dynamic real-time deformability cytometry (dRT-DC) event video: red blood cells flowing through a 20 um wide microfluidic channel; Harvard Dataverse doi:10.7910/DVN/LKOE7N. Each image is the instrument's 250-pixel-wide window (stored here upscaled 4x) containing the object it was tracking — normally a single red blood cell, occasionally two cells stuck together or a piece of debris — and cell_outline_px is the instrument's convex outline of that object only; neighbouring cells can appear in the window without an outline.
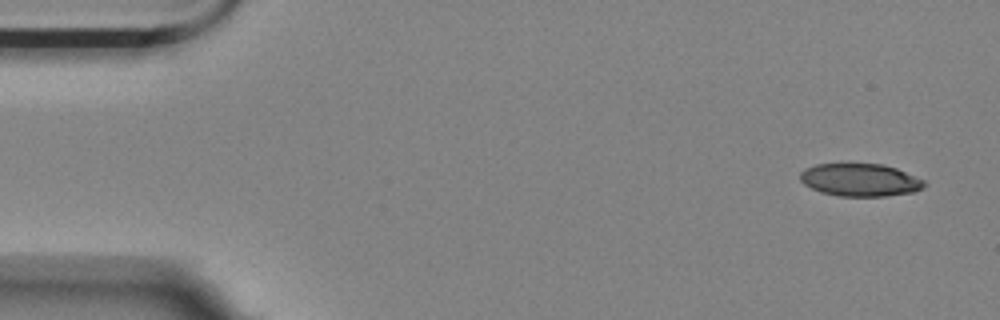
{"species": "Egyptian fruit bat (a non-hibernating species)", "species_latin": "Rousettus aegyptiacus", "temperature_condition": "room temperature", "stored_images_in_passage": 5, "camera_frame_rate_fps": 3000, "um_per_image_px": 0.085, "animal": {"sex": "female"}, "frame": {"image": 1, "passage_image": 1, "time_ms": 0.0, "image_size_px": [1000, 320], "cell_outline_px": [[928, 184], [912, 192], [884, 196], [836, 196], [820, 192], [804, 184], [800, 180], [800, 172], [804, 168], [816, 164], [840, 160], [884, 164], [896, 168], [924, 180]], "centroid_in_image_um": [73.03, 15.23], "position_along_channel_um": 12.0, "area_um2": 24.62}}
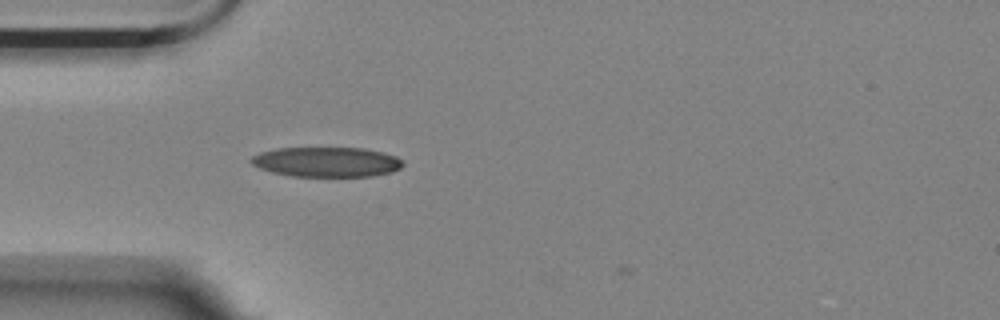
{"frame": {"image": 2, "passage_image": 5, "time_ms": 4.333, "image_size_px": [1000, 320], "cell_outline_px": [[404, 164], [400, 168], [392, 172], [372, 176], [292, 176], [272, 172], [260, 168], [252, 164], [248, 160], [252, 156], [260, 152], [276, 148], [364, 148], [384, 152], [396, 156], [404, 160]], "centroid_in_image_um": [27.78, 13.76], "position_along_channel_um": 57.2, "area_um2": 26.59}}